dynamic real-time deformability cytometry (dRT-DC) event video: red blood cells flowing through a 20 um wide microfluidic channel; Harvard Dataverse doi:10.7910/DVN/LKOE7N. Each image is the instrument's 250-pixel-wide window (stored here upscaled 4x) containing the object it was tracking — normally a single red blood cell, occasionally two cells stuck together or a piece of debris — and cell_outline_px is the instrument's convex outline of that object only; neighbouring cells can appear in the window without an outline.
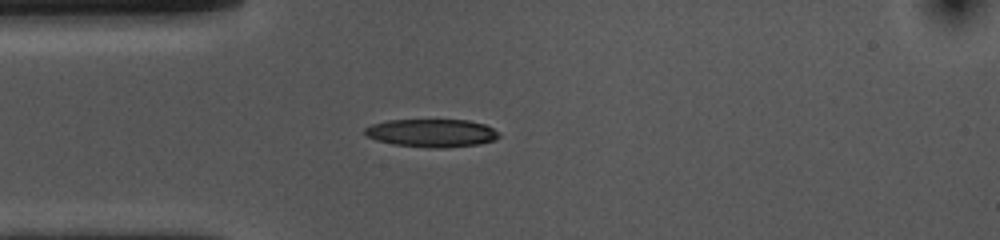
{"species": "common noctule bat (a hibernating species)", "species_latin": "Nyctalus noctula", "temperature_condition": "cold", "stored_images_in_passage": 41, "camera_frame_rate_fps": 3000, "um_per_image_px": 0.085, "animal": {"sex": "female", "body_mass_g": 10.0, "forearm_length_mm": 53.1}, "frame": {"image": 1, "passage_image": 1, "time_ms": 0.0, "image_size_px": [1000, 240], "cell_outline_px": [[500, 136], [496, 140], [480, 144], [444, 148], [428, 148], [392, 144], [376, 140], [364, 136], [364, 128], [372, 124], [388, 120], [468, 120], [484, 124], [492, 128]], "centroid_in_image_um": [36.66, 11.31], "position_along_channel_um": 48.3, "area_um2": 22.08}}
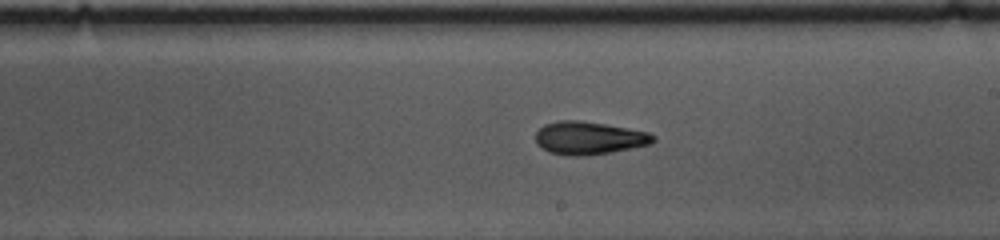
{"frame": {"image": 2, "passage_image": 17, "time_ms": 5.333, "image_size_px": [1000, 240], "cell_outline_px": [[656, 140], [652, 144], [612, 152], [584, 156], [568, 156], [548, 152], [540, 148], [536, 144], [536, 132], [544, 124], [560, 120], [580, 120], [628, 128], [648, 132], [656, 136]], "centroid_in_image_um": [50.05, 11.74], "position_along_channel_um": 238.9, "area_um2": 22.83}}
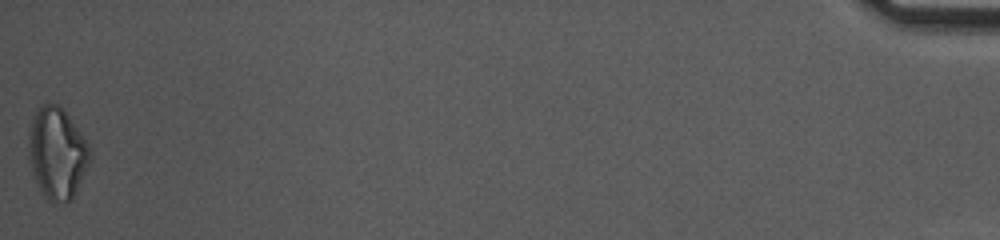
{"frame": {"image": 3, "passage_image": 41, "time_ms": 13.333, "image_size_px": [1000, 240], "cell_outline_px": [[92, 160], [72, 200], [52, 204], [44, 196], [36, 180], [28, 156], [28, 132], [36, 108], [40, 104], [56, 104], [68, 116], [92, 148]], "centroid_in_image_um": [4.87, 13.04], "position_along_channel_um": 430.3, "area_um2": 32.89}, "authors_computed_cell_mechanics": {"area_um2": 22.1952, "velocity_mm_per_s": 3.7008, "shape_relaxation_time_tau1_ms": 5.4432, "shape_relaxation_time_tau2_ms": 3.448, "deformation_change_tau1": 0.1471, "deformation_change_tau2": 0.1138}}